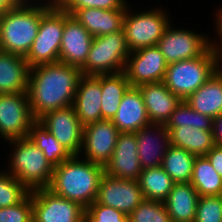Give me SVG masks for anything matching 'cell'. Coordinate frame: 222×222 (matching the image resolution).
<instances>
[{"mask_svg":"<svg viewBox=\"0 0 222 222\" xmlns=\"http://www.w3.org/2000/svg\"><path fill=\"white\" fill-rule=\"evenodd\" d=\"M197 127L201 130L212 131L213 119L192 109L185 100L176 107L165 127L170 131L173 127Z\"/></svg>","mask_w":222,"mask_h":222,"instance_id":"cell-32","label":"cell"},{"mask_svg":"<svg viewBox=\"0 0 222 222\" xmlns=\"http://www.w3.org/2000/svg\"><path fill=\"white\" fill-rule=\"evenodd\" d=\"M135 133H119L113 155L105 165V174L117 179L138 180L142 168Z\"/></svg>","mask_w":222,"mask_h":222,"instance_id":"cell-17","label":"cell"},{"mask_svg":"<svg viewBox=\"0 0 222 222\" xmlns=\"http://www.w3.org/2000/svg\"><path fill=\"white\" fill-rule=\"evenodd\" d=\"M205 156L214 170L222 177V147L214 146Z\"/></svg>","mask_w":222,"mask_h":222,"instance_id":"cell-39","label":"cell"},{"mask_svg":"<svg viewBox=\"0 0 222 222\" xmlns=\"http://www.w3.org/2000/svg\"><path fill=\"white\" fill-rule=\"evenodd\" d=\"M35 121L27 92L0 94V135L3 139L27 138Z\"/></svg>","mask_w":222,"mask_h":222,"instance_id":"cell-9","label":"cell"},{"mask_svg":"<svg viewBox=\"0 0 222 222\" xmlns=\"http://www.w3.org/2000/svg\"><path fill=\"white\" fill-rule=\"evenodd\" d=\"M93 38L74 16L64 12V31L59 52V62L81 68L86 62Z\"/></svg>","mask_w":222,"mask_h":222,"instance_id":"cell-16","label":"cell"},{"mask_svg":"<svg viewBox=\"0 0 222 222\" xmlns=\"http://www.w3.org/2000/svg\"><path fill=\"white\" fill-rule=\"evenodd\" d=\"M219 62L211 45L201 56L168 64L163 82L173 94L185 100L220 68Z\"/></svg>","mask_w":222,"mask_h":222,"instance_id":"cell-4","label":"cell"},{"mask_svg":"<svg viewBox=\"0 0 222 222\" xmlns=\"http://www.w3.org/2000/svg\"><path fill=\"white\" fill-rule=\"evenodd\" d=\"M64 11L54 3L42 16L38 33L25 57L29 67L59 62Z\"/></svg>","mask_w":222,"mask_h":222,"instance_id":"cell-7","label":"cell"},{"mask_svg":"<svg viewBox=\"0 0 222 222\" xmlns=\"http://www.w3.org/2000/svg\"><path fill=\"white\" fill-rule=\"evenodd\" d=\"M38 121L53 134L71 155L82 153L83 125L78 120L73 106L52 110Z\"/></svg>","mask_w":222,"mask_h":222,"instance_id":"cell-13","label":"cell"},{"mask_svg":"<svg viewBox=\"0 0 222 222\" xmlns=\"http://www.w3.org/2000/svg\"><path fill=\"white\" fill-rule=\"evenodd\" d=\"M212 132L215 146L222 147V114L213 119Z\"/></svg>","mask_w":222,"mask_h":222,"instance_id":"cell-40","label":"cell"},{"mask_svg":"<svg viewBox=\"0 0 222 222\" xmlns=\"http://www.w3.org/2000/svg\"><path fill=\"white\" fill-rule=\"evenodd\" d=\"M190 183L199 196L222 195V177L206 156H196Z\"/></svg>","mask_w":222,"mask_h":222,"instance_id":"cell-28","label":"cell"},{"mask_svg":"<svg viewBox=\"0 0 222 222\" xmlns=\"http://www.w3.org/2000/svg\"><path fill=\"white\" fill-rule=\"evenodd\" d=\"M124 30L93 38L82 75L114 74L124 71L130 55Z\"/></svg>","mask_w":222,"mask_h":222,"instance_id":"cell-6","label":"cell"},{"mask_svg":"<svg viewBox=\"0 0 222 222\" xmlns=\"http://www.w3.org/2000/svg\"><path fill=\"white\" fill-rule=\"evenodd\" d=\"M194 222H222V195L200 196Z\"/></svg>","mask_w":222,"mask_h":222,"instance_id":"cell-36","label":"cell"},{"mask_svg":"<svg viewBox=\"0 0 222 222\" xmlns=\"http://www.w3.org/2000/svg\"><path fill=\"white\" fill-rule=\"evenodd\" d=\"M84 222H129L128 215L94 201L85 209Z\"/></svg>","mask_w":222,"mask_h":222,"instance_id":"cell-37","label":"cell"},{"mask_svg":"<svg viewBox=\"0 0 222 222\" xmlns=\"http://www.w3.org/2000/svg\"><path fill=\"white\" fill-rule=\"evenodd\" d=\"M14 145L11 154L9 174L23 183L30 191L48 188L51 184L54 166L43 152L27 137L8 141ZM11 172V173H10Z\"/></svg>","mask_w":222,"mask_h":222,"instance_id":"cell-5","label":"cell"},{"mask_svg":"<svg viewBox=\"0 0 222 222\" xmlns=\"http://www.w3.org/2000/svg\"><path fill=\"white\" fill-rule=\"evenodd\" d=\"M30 190L13 175L0 172V208L10 207L23 201Z\"/></svg>","mask_w":222,"mask_h":222,"instance_id":"cell-33","label":"cell"},{"mask_svg":"<svg viewBox=\"0 0 222 222\" xmlns=\"http://www.w3.org/2000/svg\"><path fill=\"white\" fill-rule=\"evenodd\" d=\"M124 72L102 74L101 111L102 119L112 120L122 98L131 88Z\"/></svg>","mask_w":222,"mask_h":222,"instance_id":"cell-27","label":"cell"},{"mask_svg":"<svg viewBox=\"0 0 222 222\" xmlns=\"http://www.w3.org/2000/svg\"><path fill=\"white\" fill-rule=\"evenodd\" d=\"M129 222H171L163 201L144 199L129 215Z\"/></svg>","mask_w":222,"mask_h":222,"instance_id":"cell-34","label":"cell"},{"mask_svg":"<svg viewBox=\"0 0 222 222\" xmlns=\"http://www.w3.org/2000/svg\"><path fill=\"white\" fill-rule=\"evenodd\" d=\"M27 137L43 152L45 158L54 167L72 156L38 120L31 125Z\"/></svg>","mask_w":222,"mask_h":222,"instance_id":"cell-29","label":"cell"},{"mask_svg":"<svg viewBox=\"0 0 222 222\" xmlns=\"http://www.w3.org/2000/svg\"><path fill=\"white\" fill-rule=\"evenodd\" d=\"M72 155L54 167L51 184L54 194L80 204L85 209L96 201L104 166Z\"/></svg>","mask_w":222,"mask_h":222,"instance_id":"cell-2","label":"cell"},{"mask_svg":"<svg viewBox=\"0 0 222 222\" xmlns=\"http://www.w3.org/2000/svg\"><path fill=\"white\" fill-rule=\"evenodd\" d=\"M129 13V10L126 9L122 28L129 50L134 52L157 45L165 29L169 26L168 15L161 9L138 14L132 13V15Z\"/></svg>","mask_w":222,"mask_h":222,"instance_id":"cell-8","label":"cell"},{"mask_svg":"<svg viewBox=\"0 0 222 222\" xmlns=\"http://www.w3.org/2000/svg\"><path fill=\"white\" fill-rule=\"evenodd\" d=\"M29 71L25 57L0 50V94L27 92Z\"/></svg>","mask_w":222,"mask_h":222,"instance_id":"cell-23","label":"cell"},{"mask_svg":"<svg viewBox=\"0 0 222 222\" xmlns=\"http://www.w3.org/2000/svg\"><path fill=\"white\" fill-rule=\"evenodd\" d=\"M185 101L195 111L216 118L222 114V71L217 69L212 76L201 85Z\"/></svg>","mask_w":222,"mask_h":222,"instance_id":"cell-24","label":"cell"},{"mask_svg":"<svg viewBox=\"0 0 222 222\" xmlns=\"http://www.w3.org/2000/svg\"><path fill=\"white\" fill-rule=\"evenodd\" d=\"M154 130L157 132L156 136H153L155 135ZM135 136L141 168L162 166L163 157L171 145L169 130L165 125L151 123L135 132Z\"/></svg>","mask_w":222,"mask_h":222,"instance_id":"cell-19","label":"cell"},{"mask_svg":"<svg viewBox=\"0 0 222 222\" xmlns=\"http://www.w3.org/2000/svg\"><path fill=\"white\" fill-rule=\"evenodd\" d=\"M126 9L81 8L72 16L82 24L93 36H104L116 33L123 28V18Z\"/></svg>","mask_w":222,"mask_h":222,"instance_id":"cell-22","label":"cell"},{"mask_svg":"<svg viewBox=\"0 0 222 222\" xmlns=\"http://www.w3.org/2000/svg\"><path fill=\"white\" fill-rule=\"evenodd\" d=\"M20 0L14 7L0 14V50L26 57L35 40L41 16L55 3L31 5Z\"/></svg>","mask_w":222,"mask_h":222,"instance_id":"cell-3","label":"cell"},{"mask_svg":"<svg viewBox=\"0 0 222 222\" xmlns=\"http://www.w3.org/2000/svg\"><path fill=\"white\" fill-rule=\"evenodd\" d=\"M137 88L143 96L151 123L165 125L182 101L165 86L163 81L142 84Z\"/></svg>","mask_w":222,"mask_h":222,"instance_id":"cell-20","label":"cell"},{"mask_svg":"<svg viewBox=\"0 0 222 222\" xmlns=\"http://www.w3.org/2000/svg\"><path fill=\"white\" fill-rule=\"evenodd\" d=\"M112 122L120 133H135L151 124L143 96L137 87H131L126 92Z\"/></svg>","mask_w":222,"mask_h":222,"instance_id":"cell-21","label":"cell"},{"mask_svg":"<svg viewBox=\"0 0 222 222\" xmlns=\"http://www.w3.org/2000/svg\"><path fill=\"white\" fill-rule=\"evenodd\" d=\"M81 76L80 68L62 62L31 67L27 93L34 118L73 105Z\"/></svg>","mask_w":222,"mask_h":222,"instance_id":"cell-1","label":"cell"},{"mask_svg":"<svg viewBox=\"0 0 222 222\" xmlns=\"http://www.w3.org/2000/svg\"><path fill=\"white\" fill-rule=\"evenodd\" d=\"M119 133L112 120L107 119L83 126L85 159L105 167L113 155Z\"/></svg>","mask_w":222,"mask_h":222,"instance_id":"cell-14","label":"cell"},{"mask_svg":"<svg viewBox=\"0 0 222 222\" xmlns=\"http://www.w3.org/2000/svg\"><path fill=\"white\" fill-rule=\"evenodd\" d=\"M0 222H33L32 191L18 204L0 208Z\"/></svg>","mask_w":222,"mask_h":222,"instance_id":"cell-38","label":"cell"},{"mask_svg":"<svg viewBox=\"0 0 222 222\" xmlns=\"http://www.w3.org/2000/svg\"><path fill=\"white\" fill-rule=\"evenodd\" d=\"M209 38L184 29H165L158 41V48L167 64L201 56L211 45Z\"/></svg>","mask_w":222,"mask_h":222,"instance_id":"cell-12","label":"cell"},{"mask_svg":"<svg viewBox=\"0 0 222 222\" xmlns=\"http://www.w3.org/2000/svg\"><path fill=\"white\" fill-rule=\"evenodd\" d=\"M216 25H217V30L218 31V34H219V37H220V41L222 42V8L221 10L219 11L218 10V13H217V18H216ZM212 47L214 49V52L216 53V55L218 56V59L219 61L222 59V45L219 44V46L216 45V41L214 42V44L212 43ZM221 57V58H220Z\"/></svg>","mask_w":222,"mask_h":222,"instance_id":"cell-41","label":"cell"},{"mask_svg":"<svg viewBox=\"0 0 222 222\" xmlns=\"http://www.w3.org/2000/svg\"><path fill=\"white\" fill-rule=\"evenodd\" d=\"M196 156L183 148L170 145L162 161V168L175 183L190 182Z\"/></svg>","mask_w":222,"mask_h":222,"instance_id":"cell-31","label":"cell"},{"mask_svg":"<svg viewBox=\"0 0 222 222\" xmlns=\"http://www.w3.org/2000/svg\"><path fill=\"white\" fill-rule=\"evenodd\" d=\"M138 182L146 200L158 201H164L175 184L162 166L142 169Z\"/></svg>","mask_w":222,"mask_h":222,"instance_id":"cell-30","label":"cell"},{"mask_svg":"<svg viewBox=\"0 0 222 222\" xmlns=\"http://www.w3.org/2000/svg\"><path fill=\"white\" fill-rule=\"evenodd\" d=\"M20 0H0V14L14 7Z\"/></svg>","mask_w":222,"mask_h":222,"instance_id":"cell-42","label":"cell"},{"mask_svg":"<svg viewBox=\"0 0 222 222\" xmlns=\"http://www.w3.org/2000/svg\"><path fill=\"white\" fill-rule=\"evenodd\" d=\"M199 197L190 182L175 183L163 201L171 222H194Z\"/></svg>","mask_w":222,"mask_h":222,"instance_id":"cell-25","label":"cell"},{"mask_svg":"<svg viewBox=\"0 0 222 222\" xmlns=\"http://www.w3.org/2000/svg\"><path fill=\"white\" fill-rule=\"evenodd\" d=\"M85 208L48 188L32 190L33 222H84Z\"/></svg>","mask_w":222,"mask_h":222,"instance_id":"cell-10","label":"cell"},{"mask_svg":"<svg viewBox=\"0 0 222 222\" xmlns=\"http://www.w3.org/2000/svg\"><path fill=\"white\" fill-rule=\"evenodd\" d=\"M101 95L102 74L80 77L72 106L83 126L102 120Z\"/></svg>","mask_w":222,"mask_h":222,"instance_id":"cell-18","label":"cell"},{"mask_svg":"<svg viewBox=\"0 0 222 222\" xmlns=\"http://www.w3.org/2000/svg\"><path fill=\"white\" fill-rule=\"evenodd\" d=\"M167 62L157 45L130 52L124 73L132 87L164 80Z\"/></svg>","mask_w":222,"mask_h":222,"instance_id":"cell-11","label":"cell"},{"mask_svg":"<svg viewBox=\"0 0 222 222\" xmlns=\"http://www.w3.org/2000/svg\"><path fill=\"white\" fill-rule=\"evenodd\" d=\"M144 199L138 180L117 179L106 174L101 177L97 203L129 215Z\"/></svg>","mask_w":222,"mask_h":222,"instance_id":"cell-15","label":"cell"},{"mask_svg":"<svg viewBox=\"0 0 222 222\" xmlns=\"http://www.w3.org/2000/svg\"><path fill=\"white\" fill-rule=\"evenodd\" d=\"M55 3L69 15H73L81 8H98L108 10L128 8L125 0H55Z\"/></svg>","mask_w":222,"mask_h":222,"instance_id":"cell-35","label":"cell"},{"mask_svg":"<svg viewBox=\"0 0 222 222\" xmlns=\"http://www.w3.org/2000/svg\"><path fill=\"white\" fill-rule=\"evenodd\" d=\"M169 134L171 145L183 148L195 156H205L215 146L213 132L197 127H173Z\"/></svg>","mask_w":222,"mask_h":222,"instance_id":"cell-26","label":"cell"}]
</instances>
